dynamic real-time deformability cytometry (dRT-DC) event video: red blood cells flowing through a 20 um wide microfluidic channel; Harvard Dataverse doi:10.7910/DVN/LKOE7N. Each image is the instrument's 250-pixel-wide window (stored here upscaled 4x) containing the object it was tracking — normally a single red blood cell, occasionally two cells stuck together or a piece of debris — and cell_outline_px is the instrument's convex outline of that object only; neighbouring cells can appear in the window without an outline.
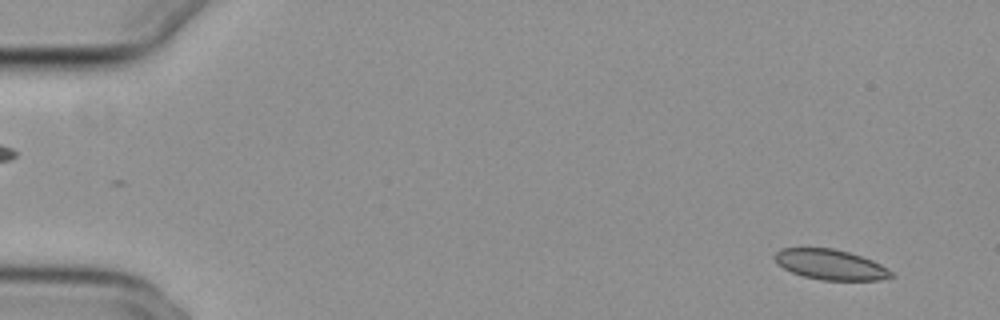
{"species": "common noctule bat (a hibernating species)", "species_latin": "Nyctalus noctula", "temperature_condition": "cold", "stored_images_in_passage": 53, "camera_frame_rate_fps": 3000, "um_per_image_px": 0.085, "animal": {"sex": "female", "body_mass_g": 29.2, "forearm_length_mm": 56.3}, "frame": {"image": 1, "passage_image": 3, "time_ms": 0.667, "image_size_px": [1000, 320], "cell_outline_px": [[896, 276], [880, 280], [820, 280], [804, 276], [792, 272], [776, 264], [776, 252], [780, 248], [832, 248], [848, 252], [872, 260], [888, 268]], "centroid_in_image_um": [70.61, 22.5], "position_along_channel_um": 14.4, "area_um2": 20.46}}
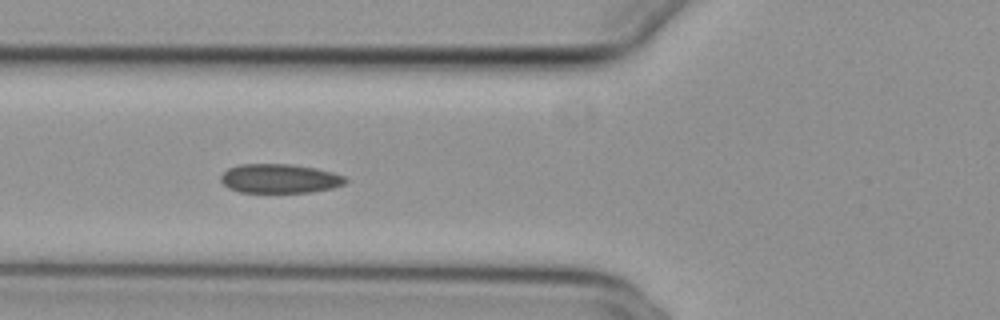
{"frame": {"image": 2, "passage_image": 20, "time_ms": 6.333, "image_size_px": [1000, 320], "cell_outline_px": [[348, 180], [344, 184], [332, 188], [312, 192], [240, 192], [228, 188], [220, 180], [220, 176], [228, 168], [240, 164], [292, 164], [316, 168], [332, 172], [344, 176]], "centroid_in_image_um": [23.77, 15.17], "position_along_channel_um": 102.0, "area_um2": 21.21}}
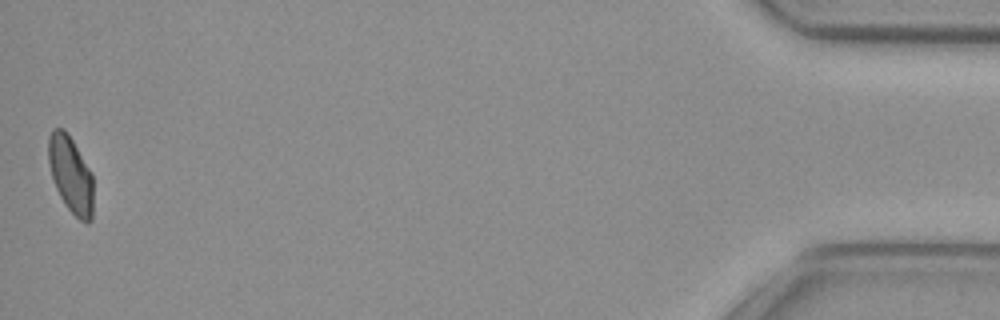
{"frame": {"image": 3, "passage_image": 53, "time_ms": 17.333, "image_size_px": [1000, 320], "cell_outline_px": [[92, 220], [88, 224], [80, 220], [64, 204], [56, 188], [52, 176], [48, 160], [48, 136], [52, 128], [64, 128], [72, 140], [92, 172]], "centroid_in_image_um": [6.0, 14.82], "position_along_channel_um": 429.2, "area_um2": 20.0}, "authors_computed_cell_mechanics": {"area_um2": 21.2704, "velocity_mm_per_s": 3.834, "shape_relaxation_time_tau1_ms": 6.2055, "shape_relaxation_time_tau2_ms": 4.8235, "deformation_change_tau1": 0.098, "deformation_change_tau2": 0.0818}}